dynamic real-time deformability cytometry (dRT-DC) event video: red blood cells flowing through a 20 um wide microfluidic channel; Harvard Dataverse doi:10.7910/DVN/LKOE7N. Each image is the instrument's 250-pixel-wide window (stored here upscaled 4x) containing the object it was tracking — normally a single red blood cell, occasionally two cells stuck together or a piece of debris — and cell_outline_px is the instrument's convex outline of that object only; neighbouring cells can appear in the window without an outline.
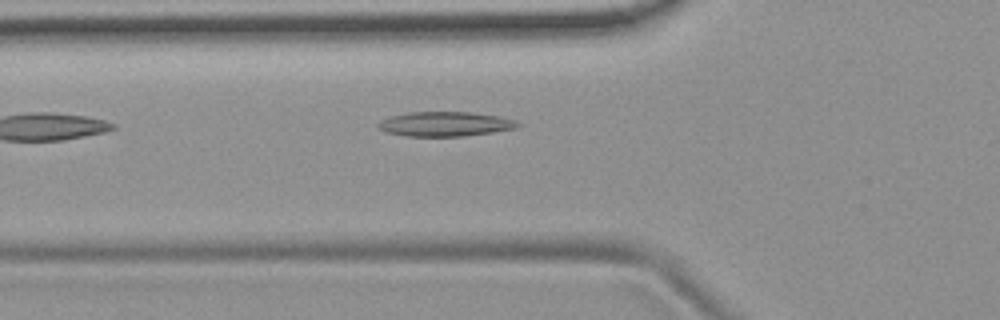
{"species": "common noctule bat (a hibernating species)", "species_latin": "Nyctalus noctula", "temperature_condition": "room temperature", "stored_images_in_passage": 3, "camera_frame_rate_fps": 3000, "um_per_image_px": 0.085, "animal": {"sex": "female", "body_mass_g": 19.9}, "frame": {"image": 1, "passage_image": 3, "time_ms": 3.333, "image_size_px": [1000, 320], "cell_outline_px": [[520, 124], [516, 128], [492, 132], [464, 136], [408, 136], [388, 132], [380, 128], [376, 124], [380, 120], [392, 116], [408, 112], [472, 112], [500, 116], [516, 120]], "centroid_in_image_um": [37.86, 10.53], "position_along_channel_um": 87.9, "area_um2": 19.88}}